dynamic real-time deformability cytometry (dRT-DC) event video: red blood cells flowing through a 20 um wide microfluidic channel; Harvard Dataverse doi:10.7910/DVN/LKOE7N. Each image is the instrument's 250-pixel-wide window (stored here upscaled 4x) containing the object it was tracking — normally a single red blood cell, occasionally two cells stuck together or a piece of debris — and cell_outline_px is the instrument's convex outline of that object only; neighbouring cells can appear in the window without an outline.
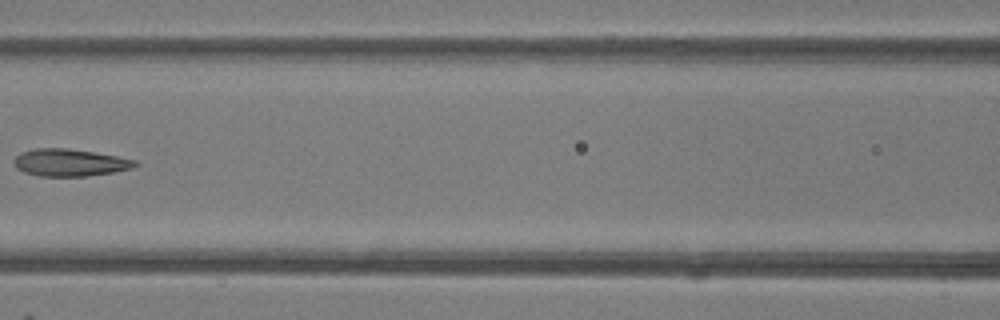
{"species": "common noctule bat (a hibernating species)", "species_latin": "Nyctalus noctula", "temperature_condition": "room temperature", "stored_images_in_passage": 7, "camera_frame_rate_fps": 3000, "um_per_image_px": 0.085, "animal": {"sex": "female"}, "frame": {"image": 1, "passage_image": 7, "time_ms": 7.0, "image_size_px": [1000, 320], "cell_outline_px": [[140, 164], [132, 168], [112, 172], [88, 176], [40, 176], [24, 172], [16, 168], [12, 160], [20, 152], [36, 148], [68, 148], [116, 156], [136, 160]], "centroid_in_image_um": [5.91, 13.82], "position_along_channel_um": 160.7, "area_um2": 19.25}}